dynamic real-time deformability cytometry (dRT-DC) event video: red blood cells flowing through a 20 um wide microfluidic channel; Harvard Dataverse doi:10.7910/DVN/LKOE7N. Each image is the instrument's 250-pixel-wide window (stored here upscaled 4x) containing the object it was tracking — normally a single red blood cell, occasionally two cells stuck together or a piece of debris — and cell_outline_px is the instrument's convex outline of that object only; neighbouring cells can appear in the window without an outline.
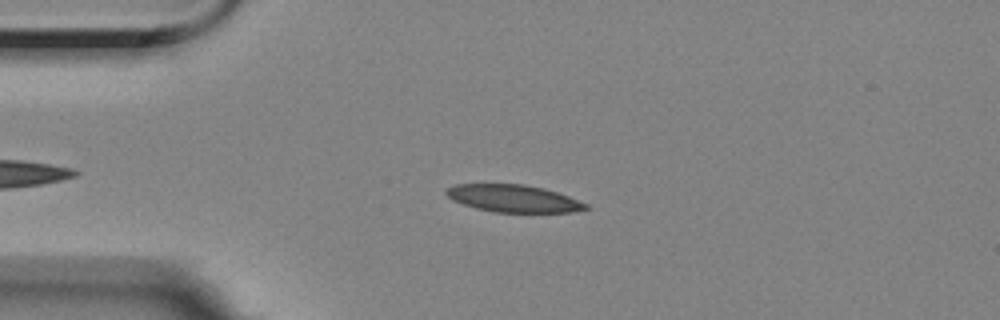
{"species": "Egyptian fruit bat (a non-hibernating species)", "species_latin": "Rousettus aegyptiacus", "temperature_condition": "room temperature", "stored_images_in_passage": 51, "camera_frame_rate_fps": 3000, "um_per_image_px": 0.085, "animal": {"sex": "female"}, "frame": {"image": 1, "passage_image": 12, "time_ms": 3.667, "image_size_px": [1000, 320], "cell_outline_px": [[588, 208], [572, 212], [496, 212], [476, 208], [452, 200], [444, 192], [448, 188], [456, 184], [524, 184], [544, 188], [568, 196], [588, 204]], "centroid_in_image_um": [43.64, 16.86], "position_along_channel_um": 41.4, "area_um2": 22.02}}
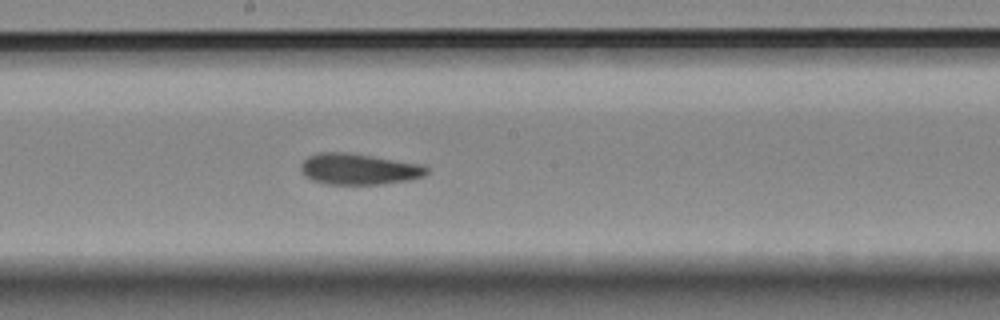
{"frame": {"image": 2, "passage_image": 29, "time_ms": 9.333, "image_size_px": [1000, 320], "cell_outline_px": [[428, 172], [424, 176], [408, 180], [380, 184], [324, 184], [312, 180], [304, 176], [300, 168], [300, 164], [308, 156], [320, 152], [348, 152], [424, 164], [428, 168]], "centroid_in_image_um": [30.49, 14.36], "position_along_channel_um": 217.7, "area_um2": 23.0}}
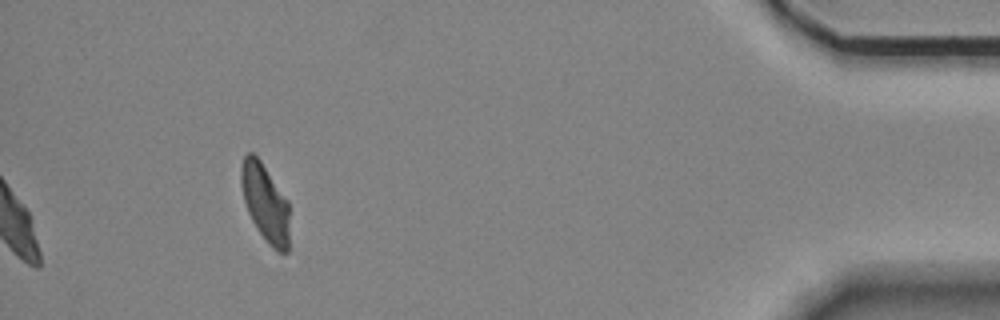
{"frame": {"image": 3, "passage_image": 51, "time_ms": 16.667, "image_size_px": [1000, 320], "cell_outline_px": [[288, 252], [276, 252], [268, 244], [256, 228], [248, 212], [244, 200], [240, 184], [240, 168], [244, 156], [248, 152], [252, 152], [260, 160], [288, 200]], "centroid_in_image_um": [22.52, 17.23], "position_along_channel_um": 412.7, "area_um2": 21.91}, "authors_computed_cell_mechanics": {"area_um2": 22.831, "velocity_mm_per_s": 3.4908, "shape_relaxation_time_tau1_ms": 7.5962, "shape_relaxation_time_tau2_ms": 2.6585, "deformation_change_tau1": 0.1726, "deformation_change_tau2": 0.086}}